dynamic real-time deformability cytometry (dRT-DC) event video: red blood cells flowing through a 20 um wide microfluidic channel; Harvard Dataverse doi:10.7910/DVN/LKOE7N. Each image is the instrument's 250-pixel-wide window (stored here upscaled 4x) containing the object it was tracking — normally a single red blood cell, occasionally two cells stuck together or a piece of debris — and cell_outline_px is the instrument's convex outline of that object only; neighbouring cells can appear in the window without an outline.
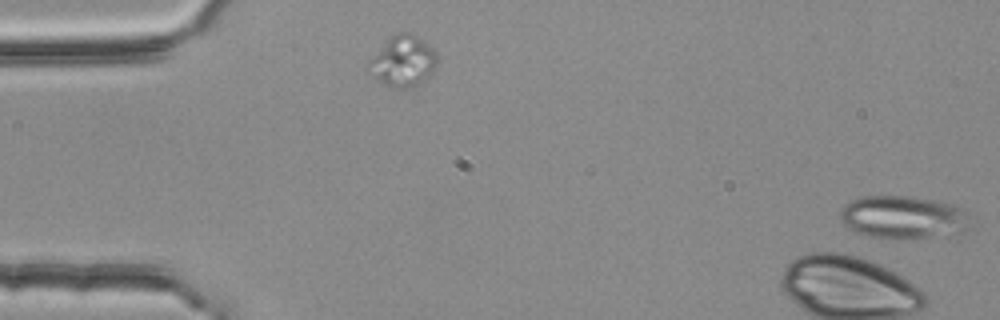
{"species": "common noctule bat (a hibernating species)", "species_latin": "Nyctalus noctula", "temperature_condition": "room temperature", "stored_images_in_passage": 2, "segment_of_instrument_passage": [2, 2], "camera_frame_rate_fps": 3000, "um_per_image_px": 0.085, "animal": {"sex": "female", "body_mass_g": 25.1}, "frame": {"image": 1, "passage_image": 2, "time_ms": 0.333, "image_size_px": [1000, 320], "cell_outline_px": [[968, 228], [964, 232], [928, 236], [864, 236], [856, 232], [844, 224], [840, 220], [840, 208], [844, 204], [860, 196], [912, 196], [952, 204], [960, 208], [964, 212]], "centroid_in_image_um": [76.68, 18.42], "position_along_channel_um": 8.3, "area_um2": 31.5}}